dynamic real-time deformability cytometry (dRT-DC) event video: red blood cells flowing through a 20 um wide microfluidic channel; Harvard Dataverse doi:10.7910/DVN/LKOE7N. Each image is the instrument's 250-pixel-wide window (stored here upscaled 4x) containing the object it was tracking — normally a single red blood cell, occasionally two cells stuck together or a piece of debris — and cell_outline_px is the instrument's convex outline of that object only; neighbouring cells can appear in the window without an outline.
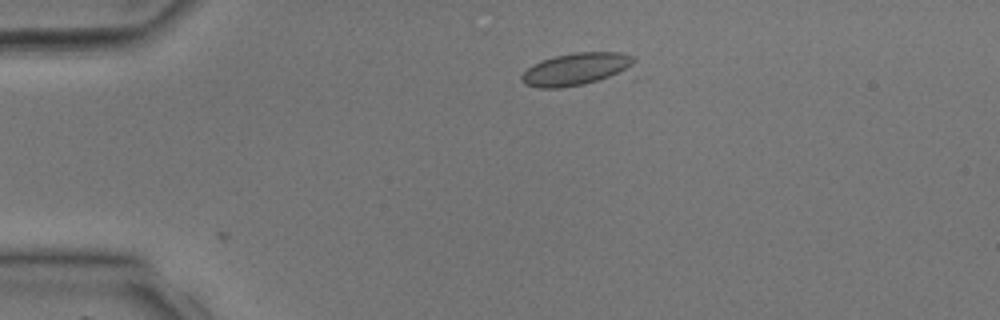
{"species": "common noctule bat (a hibernating species)", "species_latin": "Nyctalus noctula", "temperature_condition": "room temperature", "stored_images_in_passage": 24, "camera_frame_rate_fps": 3000, "um_per_image_px": 0.085, "animal": {"sex": "male", "body_mass_g": 17.9, "forearm_length_mm": 54.2}, "frame": {"image": 1, "passage_image": 1, "time_ms": 0.0, "image_size_px": [1000, 320], "cell_outline_px": [[636, 60], [632, 64], [608, 76], [584, 84], [560, 88], [540, 88], [524, 84], [520, 80], [520, 76], [532, 64], [540, 60], [556, 56], [576, 52], [620, 52], [636, 56]], "centroid_in_image_um": [48.87, 5.86], "position_along_channel_um": 36.1, "area_um2": 20.81}}
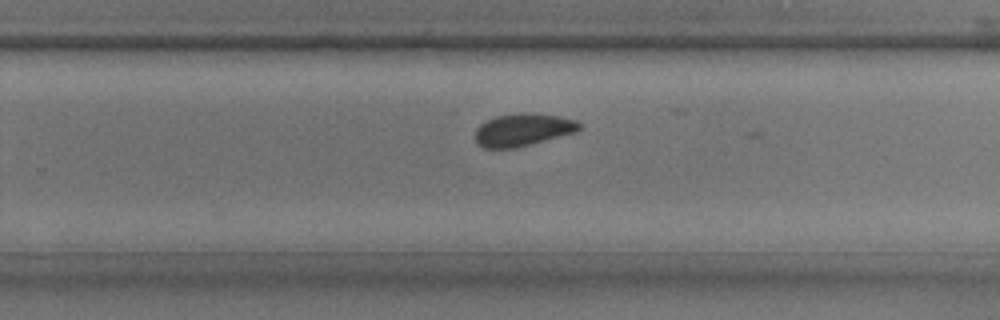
{"frame": {"image": 2, "passage_image": 18, "time_ms": 5.667, "image_size_px": [1000, 320], "cell_outline_px": [[580, 128], [576, 132], [532, 144], [516, 148], [484, 148], [476, 140], [476, 128], [480, 124], [496, 116], [560, 116], [576, 120], [580, 124]], "centroid_in_image_um": [44.45, 11.09], "position_along_channel_um": 285.4, "area_um2": 18.73}}
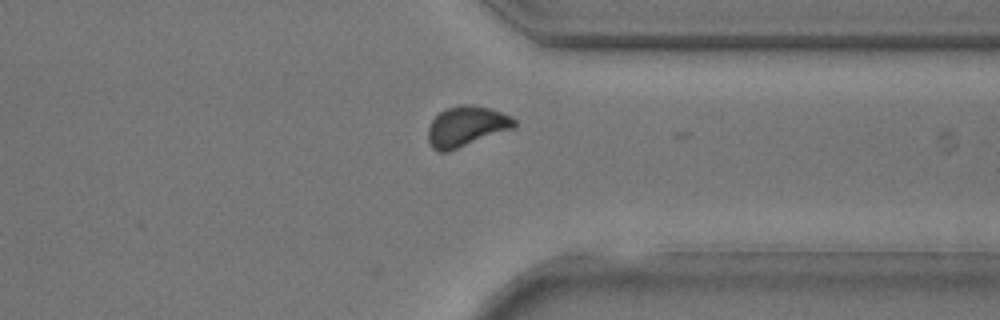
{"frame": {"image": 3, "passage_image": 23, "time_ms": 7.333, "image_size_px": [1000, 320], "cell_outline_px": [[516, 128], [448, 152], [436, 152], [428, 144], [428, 128], [432, 120], [440, 112], [448, 108], [460, 104], [472, 104], [488, 108], [512, 116], [516, 120]], "centroid_in_image_um": [39.65, 10.76], "position_along_channel_um": 371.8, "area_um2": 20.58}}